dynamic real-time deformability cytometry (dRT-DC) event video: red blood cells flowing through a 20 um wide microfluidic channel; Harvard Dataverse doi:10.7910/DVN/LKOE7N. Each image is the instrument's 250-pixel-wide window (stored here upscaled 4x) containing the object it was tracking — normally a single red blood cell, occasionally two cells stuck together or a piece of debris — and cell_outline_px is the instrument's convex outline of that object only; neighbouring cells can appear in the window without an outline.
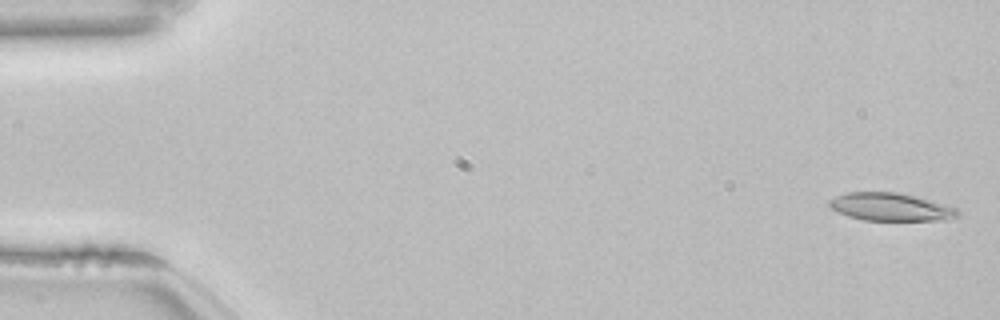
{"species": "common noctule bat (a hibernating species)", "species_latin": "Nyctalus noctula", "temperature_condition": "room temperature", "stored_images_in_passage": 54, "camera_frame_rate_fps": 3000, "um_per_image_px": 0.085, "animal": {"sex": "female", "body_mass_g": 22.7, "forearm_length_mm": 54.2}, "frame": {"image": 1, "passage_image": 2, "time_ms": 0.333, "image_size_px": [1000, 320], "cell_outline_px": [[960, 216], [944, 220], [864, 220], [848, 216], [832, 208], [828, 204], [828, 200], [836, 196], [848, 192], [900, 192], [916, 196], [956, 208], [960, 212]], "centroid_in_image_um": [75.72, 17.58], "position_along_channel_um": 9.3, "area_um2": 20.75}}
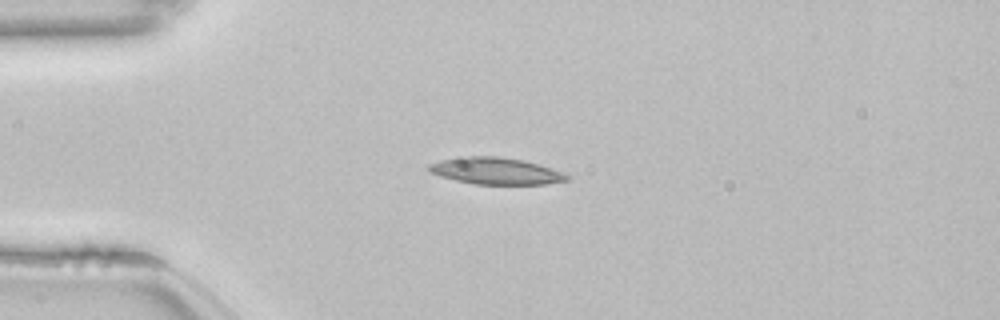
{"frame": {"image": 2, "passage_image": 14, "time_ms": 4.333, "image_size_px": [1000, 320], "cell_outline_px": [[572, 180], [544, 184], [476, 184], [456, 180], [440, 176], [432, 172], [428, 168], [428, 164], [440, 160], [464, 156], [500, 156], [524, 160], [564, 172], [572, 176]], "centroid_in_image_um": [42.21, 14.53], "position_along_channel_um": 42.8, "area_um2": 21.62}}
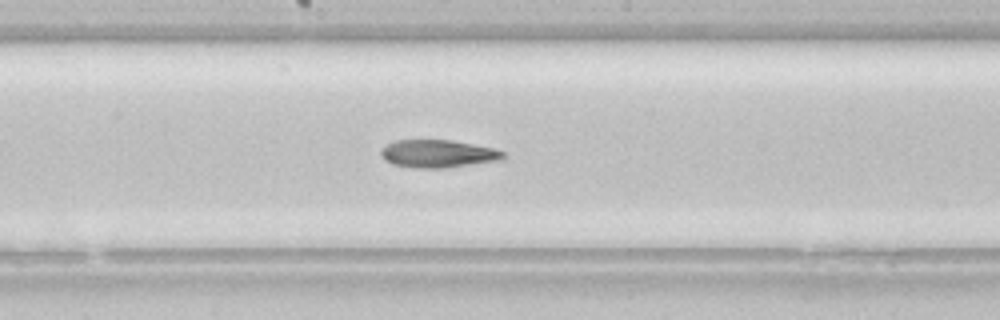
{"frame": {"image": 3, "passage_image": 29, "time_ms": 9.333, "image_size_px": [1000, 320], "cell_outline_px": [[504, 156], [500, 160], [448, 168], [412, 168], [392, 164], [384, 160], [380, 152], [380, 148], [396, 140], [452, 140], [496, 148], [504, 152]], "centroid_in_image_um": [37.21, 13.07], "position_along_channel_um": 211.0, "area_um2": 20.0}}